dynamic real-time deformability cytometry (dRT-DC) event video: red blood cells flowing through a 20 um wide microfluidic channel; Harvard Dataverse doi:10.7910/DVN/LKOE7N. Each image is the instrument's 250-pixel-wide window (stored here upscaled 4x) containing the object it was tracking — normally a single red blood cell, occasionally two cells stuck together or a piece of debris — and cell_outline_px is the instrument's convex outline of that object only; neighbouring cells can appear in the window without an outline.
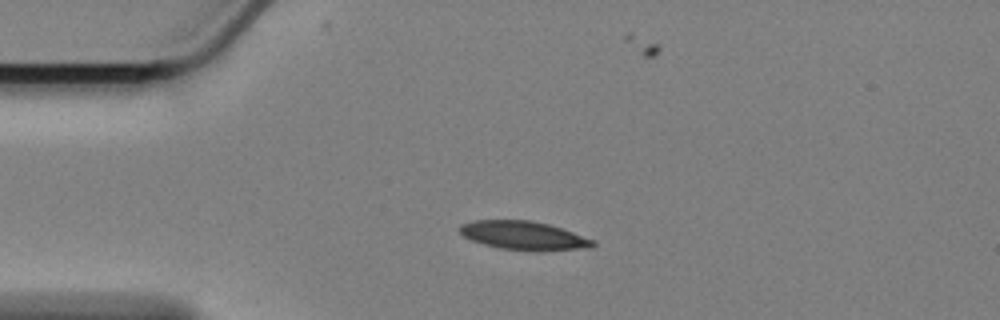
{"species": "Egyptian fruit bat (a non-hibernating species)", "species_latin": "Rousettus aegyptiacus", "temperature_condition": "cold", "stored_images_in_passage": 47, "camera_frame_rate_fps": 3000, "um_per_image_px": 0.085, "animal": {"sex": "female"}, "frame": {"image": 1, "passage_image": 1, "time_ms": 0.0, "image_size_px": [1000, 320], "cell_outline_px": [[596, 244], [592, 248], [540, 252], [528, 252], [500, 248], [484, 244], [472, 240], [464, 236], [460, 232], [460, 224], [476, 220], [528, 220], [548, 224], [596, 240]], "centroid_in_image_um": [44.57, 20.05], "position_along_channel_um": 40.4, "area_um2": 22.54}}
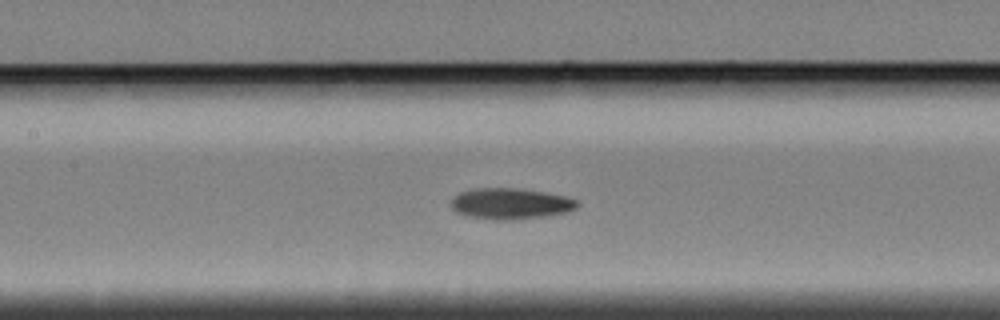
{"frame": {"image": 2, "passage_image": 14, "time_ms": 4.333, "image_size_px": [1000, 320], "cell_outline_px": [[580, 204], [576, 208], [568, 212], [548, 216], [512, 220], [500, 220], [468, 216], [456, 212], [452, 208], [452, 196], [460, 192], [476, 188], [516, 188], [544, 192], [568, 196], [580, 200]], "centroid_in_image_um": [43.45, 17.31], "position_along_channel_um": 163.9, "area_um2": 23.06}}
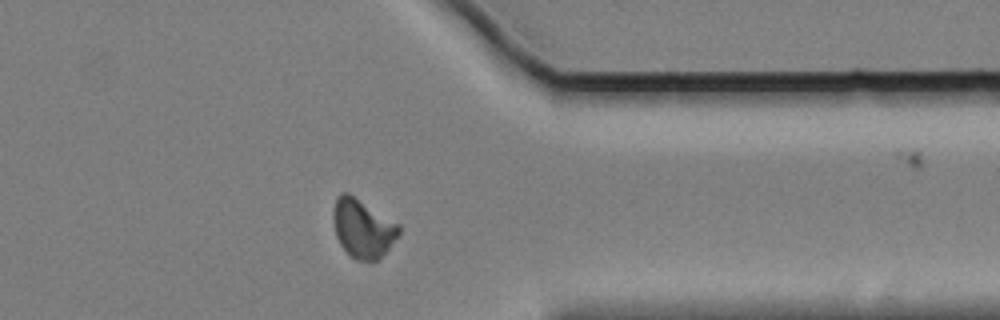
{"frame": {"image": 3, "passage_image": 34, "time_ms": 11.0, "image_size_px": [1000, 320], "cell_outline_px": [[400, 232], [388, 248], [376, 260], [356, 260], [348, 256], [340, 244], [336, 236], [332, 220], [332, 212], [336, 196], [340, 192], [348, 192], [400, 224]], "centroid_in_image_um": [30.79, 19.38], "position_along_channel_um": 380.6, "area_um2": 22.54}, "authors_computed_cell_mechanics": {"area_um2": 22.0218, "velocity_mm_per_s": 3.3808, "shape_relaxation_time_tau1_ms": 4.9055, "shape_relaxation_time_tau2_ms": 6.9939, "deformation_change_tau1": 0.1325, "deformation_change_tau2": 0.1142}}